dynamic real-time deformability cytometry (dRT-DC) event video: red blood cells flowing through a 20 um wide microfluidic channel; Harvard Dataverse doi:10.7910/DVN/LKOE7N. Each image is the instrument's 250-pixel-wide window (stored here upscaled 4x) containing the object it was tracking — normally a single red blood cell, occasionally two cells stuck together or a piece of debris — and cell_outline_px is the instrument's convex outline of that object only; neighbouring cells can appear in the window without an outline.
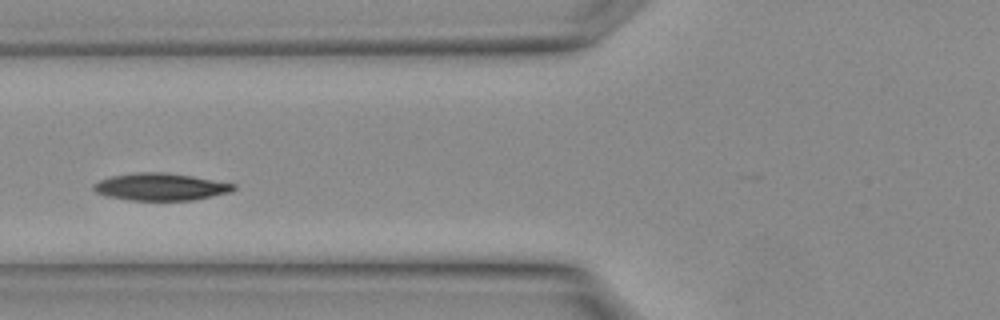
{"species": "Egyptian fruit bat (a non-hibernating species)", "species_latin": "Rousettus aegyptiacus", "temperature_condition": "warm", "stored_images_in_passage": 13, "camera_frame_rate_fps": 3000, "um_per_image_px": 0.085, "animal": {"sex": "female"}, "frame": {"image": 1, "passage_image": 6, "time_ms": 1.667, "image_size_px": [1000, 320], "cell_outline_px": [[236, 188], [232, 192], [192, 200], [128, 200], [104, 196], [96, 192], [92, 188], [92, 184], [100, 180], [112, 176], [132, 172], [164, 172], [192, 176], [236, 184]], "centroid_in_image_um": [13.62, 15.88], "position_along_channel_um": 112.2, "area_um2": 22.37}}
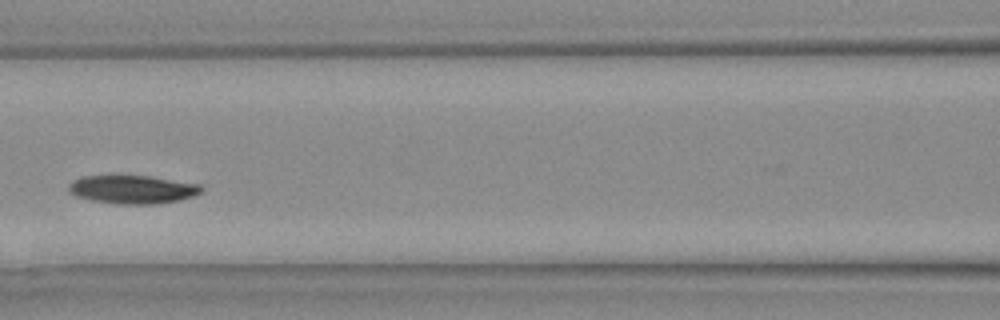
{"frame": {"image": 2, "passage_image": 8, "time_ms": 2.333, "image_size_px": [1000, 320], "cell_outline_px": [[204, 188], [200, 192], [192, 196], [180, 200], [152, 204], [116, 204], [92, 200], [76, 196], [68, 192], [68, 184], [72, 180], [84, 176], [112, 172], [116, 172], [152, 176], [200, 184]], "centroid_in_image_um": [11.19, 16.04], "position_along_channel_um": 155.4, "area_um2": 23.0}}